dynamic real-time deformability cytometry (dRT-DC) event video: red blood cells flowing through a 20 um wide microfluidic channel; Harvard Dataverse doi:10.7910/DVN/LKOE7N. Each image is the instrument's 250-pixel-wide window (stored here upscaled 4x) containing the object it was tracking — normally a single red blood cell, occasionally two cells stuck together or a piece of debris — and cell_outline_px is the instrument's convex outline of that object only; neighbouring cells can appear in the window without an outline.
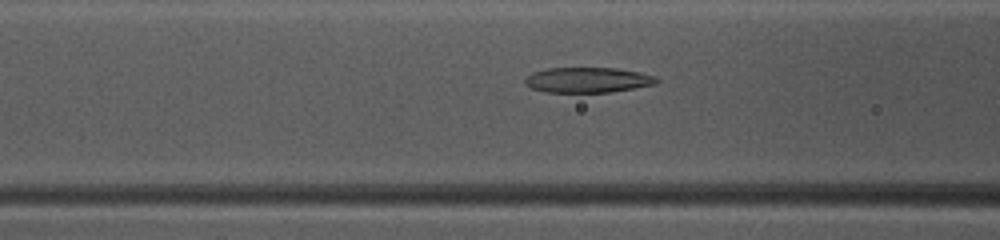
{"species": "common noctule bat (a hibernating species)", "species_latin": "Nyctalus noctula", "temperature_condition": "warm", "stored_images_in_passage": 36, "camera_frame_rate_fps": 3000, "um_per_image_px": 0.085, "animal": {"sex": "female", "body_mass_g": 10.0, "forearm_length_mm": 53.1}, "frame": {"image": 1, "passage_image": 15, "time_ms": 4.667, "image_size_px": [1000, 240], "cell_outline_px": [[660, 80], [656, 84], [608, 92], [544, 92], [532, 88], [524, 84], [524, 80], [532, 72], [544, 68], [616, 68], [640, 72], [656, 76]], "centroid_in_image_um": [49.94, 6.79], "position_along_channel_um": 116.7, "area_um2": 19.42}}
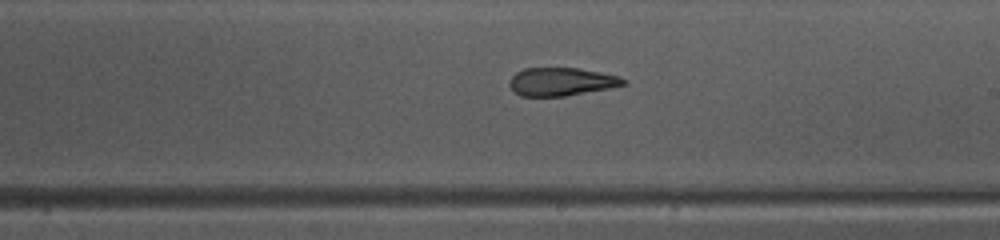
{"frame": {"image": 2, "passage_image": 24, "time_ms": 7.667, "image_size_px": [1000, 240], "cell_outline_px": [[628, 84], [608, 88], [564, 96], [520, 96], [508, 84], [508, 80], [516, 72], [524, 68], [576, 68], [600, 72], [620, 76], [628, 80]], "centroid_in_image_um": [47.72, 6.94], "position_along_channel_um": 241.3, "area_um2": 18.67}}
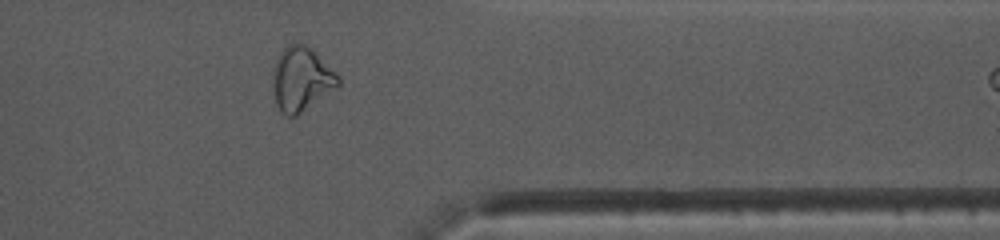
{"frame": {"image": 3, "passage_image": 35, "time_ms": 11.333, "image_size_px": [1000, 240], "cell_outline_px": [[340, 84], [336, 88], [296, 116], [284, 116], [276, 104], [272, 84], [272, 72], [280, 52], [288, 44], [296, 40], [308, 44], [340, 76]], "centroid_in_image_um": [25.61, 6.68], "position_along_channel_um": 385.8, "area_um2": 24.8}}